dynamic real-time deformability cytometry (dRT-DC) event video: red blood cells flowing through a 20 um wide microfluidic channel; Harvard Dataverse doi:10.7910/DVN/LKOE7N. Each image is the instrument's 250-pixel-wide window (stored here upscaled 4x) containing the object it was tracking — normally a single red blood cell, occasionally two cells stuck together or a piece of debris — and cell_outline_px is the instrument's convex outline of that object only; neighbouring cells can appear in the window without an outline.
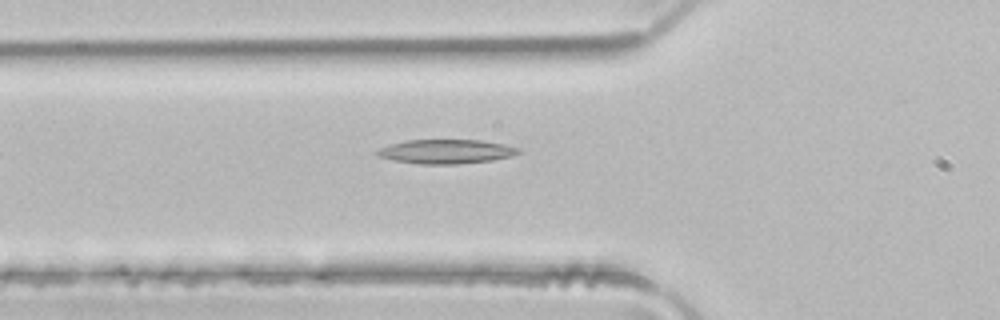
{"species": "common noctule bat (a hibernating species)", "species_latin": "Nyctalus noctula", "temperature_condition": "room temperature", "stored_images_in_passage": 5, "camera_frame_rate_fps": 3000, "um_per_image_px": 0.085, "animal": {"sex": "male", "body_mass_g": 21.5, "forearm_length_mm": 52.0}, "frame": {"image": 1, "passage_image": 4, "time_ms": 1.0, "image_size_px": [1000, 320], "cell_outline_px": [[520, 152], [508, 156], [492, 160], [456, 164], [420, 164], [396, 160], [380, 156], [372, 152], [388, 144], [408, 140], [480, 140], [504, 144], [520, 148]], "centroid_in_image_um": [37.89, 12.87], "position_along_channel_um": 87.9, "area_um2": 19.71}}